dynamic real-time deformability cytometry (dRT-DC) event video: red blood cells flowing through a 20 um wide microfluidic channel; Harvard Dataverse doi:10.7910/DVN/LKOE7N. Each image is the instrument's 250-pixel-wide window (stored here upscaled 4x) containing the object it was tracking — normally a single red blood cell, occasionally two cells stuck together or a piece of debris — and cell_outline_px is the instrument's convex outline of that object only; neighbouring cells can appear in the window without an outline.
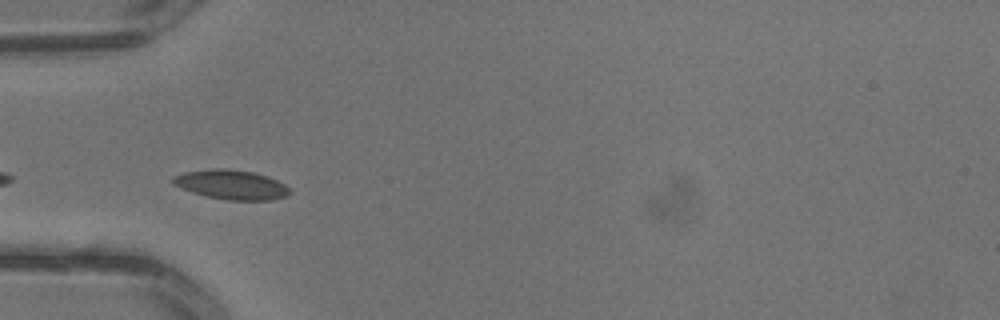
{"species": "common noctule bat (a hibernating species)", "species_latin": "Nyctalus noctula", "temperature_condition": "warm", "stored_images_in_passage": 2, "camera_frame_rate_fps": 3000, "um_per_image_px": 0.085, "animal": {"sex": "male", "body_mass_g": 13.3}, "frame": {"image": 1, "passage_image": 2, "time_ms": 0.333, "image_size_px": [1000, 320], "cell_outline_px": [[292, 192], [288, 196], [272, 200], [228, 200], [208, 196], [192, 192], [172, 184], [168, 180], [172, 176], [184, 172], [212, 168], [228, 168], [252, 172], [268, 176], [284, 184]], "centroid_in_image_um": [19.64, 15.69], "position_along_channel_um": 65.4, "area_um2": 20.23}}